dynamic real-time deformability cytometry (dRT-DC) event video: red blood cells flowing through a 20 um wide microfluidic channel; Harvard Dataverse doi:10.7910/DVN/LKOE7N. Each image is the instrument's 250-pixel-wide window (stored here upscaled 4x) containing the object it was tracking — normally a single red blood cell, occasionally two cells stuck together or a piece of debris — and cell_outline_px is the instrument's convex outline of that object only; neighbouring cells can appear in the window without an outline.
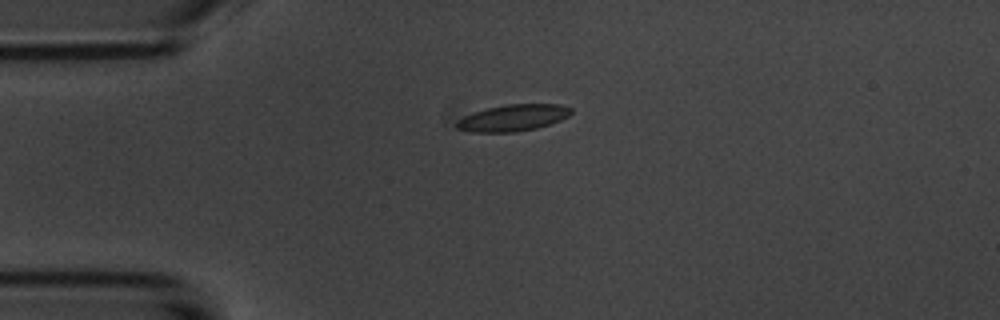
{"species": "common noctule bat (a hibernating species)", "species_latin": "Nyctalus noctula", "temperature_condition": "room temperature", "stored_images_in_passage": 12, "camera_frame_rate_fps": 3000, "um_per_image_px": 0.085, "animal": {"sex": "male", "body_mass_g": 20.1, "forearm_length_mm": 53.5}, "frame": {"image": 1, "passage_image": 1, "time_ms": 0.0, "image_size_px": [1000, 320], "cell_outline_px": [[572, 112], [568, 116], [560, 120], [536, 128], [516, 132], [472, 132], [456, 128], [456, 120], [472, 112], [488, 108], [508, 104], [560, 104], [572, 108]], "centroid_in_image_um": [43.59, 10.01], "position_along_channel_um": 41.4, "area_um2": 17.69}}
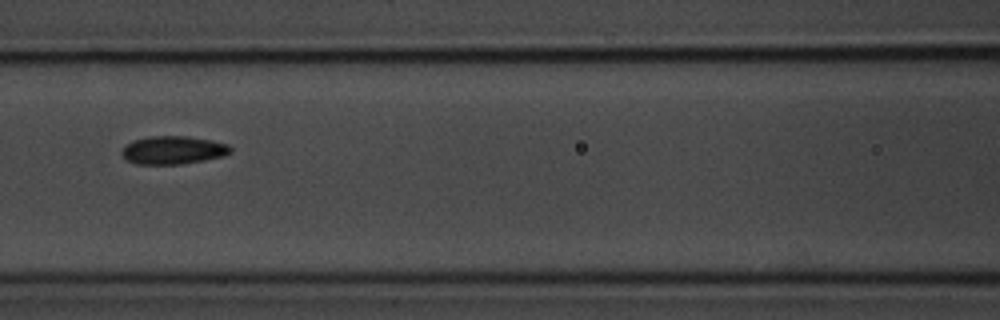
{"frame": {"image": 2, "passage_image": 4, "time_ms": 3.667, "image_size_px": [1000, 320], "cell_outline_px": [[232, 152], [224, 156], [204, 160], [180, 164], [136, 164], [128, 160], [120, 152], [124, 144], [132, 140], [152, 136], [188, 136], [212, 140], [228, 144], [232, 148]], "centroid_in_image_um": [14.72, 12.75], "position_along_channel_um": 151.9, "area_um2": 17.98}}
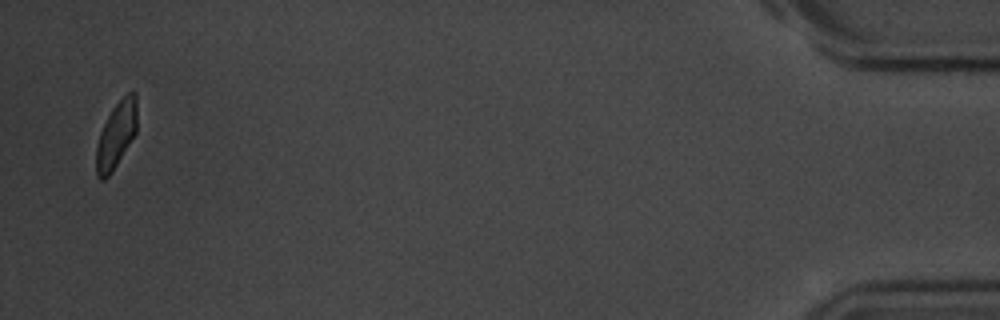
{"frame": {"image": 3, "passage_image": 12, "time_ms": 13.667, "image_size_px": [1000, 320], "cell_outline_px": [[136, 132], [112, 172], [104, 180], [100, 180], [96, 176], [96, 148], [100, 132], [112, 108], [128, 92], [136, 92]], "centroid_in_image_um": [9.86, 11.49], "position_along_channel_um": 425.3, "area_um2": 15.55}, "authors_computed_cell_mechanics": {"area_um2": 17.1666, "velocity_mm_per_s": 3.612, "shape_relaxation_time_tau1_ms": 2.2521, "shape_relaxation_time_tau2_ms": 1.1628, "deformation_change_tau1": 0.0677, "deformation_change_tau2": 0.0508}}